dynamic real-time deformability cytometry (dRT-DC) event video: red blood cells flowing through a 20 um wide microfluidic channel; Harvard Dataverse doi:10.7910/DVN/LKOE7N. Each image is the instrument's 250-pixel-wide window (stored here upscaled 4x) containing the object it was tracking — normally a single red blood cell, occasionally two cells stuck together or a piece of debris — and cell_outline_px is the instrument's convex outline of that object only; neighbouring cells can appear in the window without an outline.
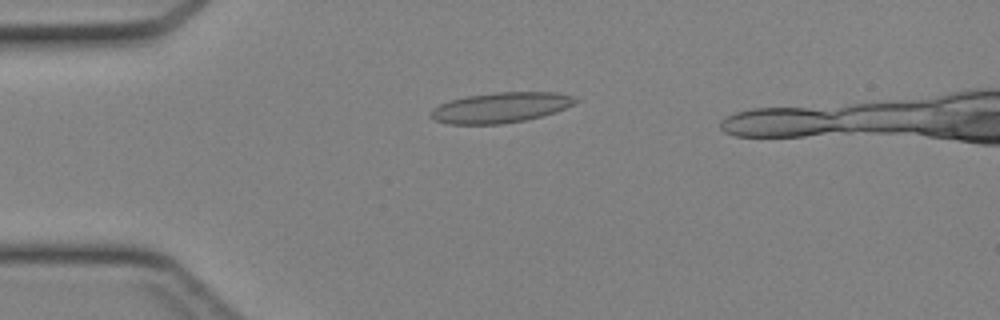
{"species": "Egyptian fruit bat (a non-hibernating species)", "species_latin": "Rousettus aegyptiacus", "temperature_condition": "cold", "stored_images_in_passage": 40, "camera_frame_rate_fps": 3000, "um_per_image_px": 0.085, "animal": {"sex": "female"}, "frame": {"image": 1, "passage_image": 11, "time_ms": 3.333, "image_size_px": [1000, 320], "cell_outline_px": [[580, 100], [556, 112], [524, 120], [504, 124], [448, 124], [436, 120], [428, 116], [432, 108], [448, 100], [468, 96], [496, 92], [556, 92], [572, 96]], "centroid_in_image_um": [42.51, 9.14], "position_along_channel_um": 42.5, "area_um2": 25.55}}
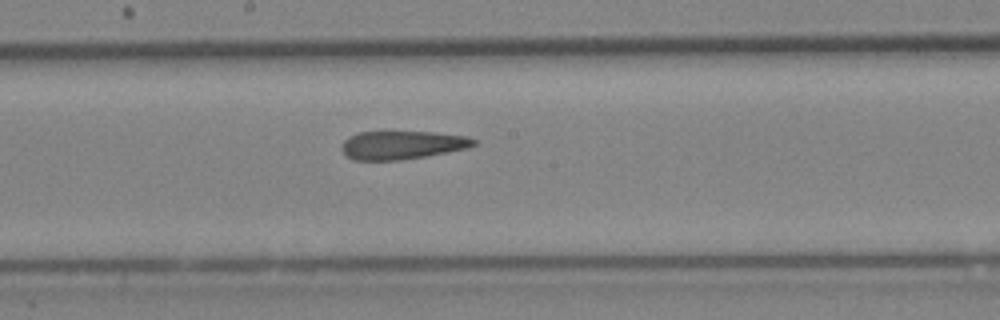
{"frame": {"image": 2, "passage_image": 24, "time_ms": 7.667, "image_size_px": [1000, 320], "cell_outline_px": [[476, 144], [468, 148], [424, 156], [400, 160], [352, 160], [344, 156], [340, 148], [340, 144], [348, 136], [360, 132], [432, 132], [468, 136], [476, 140]], "centroid_in_image_um": [34.12, 12.33], "position_along_channel_um": 214.1, "area_um2": 21.96}}
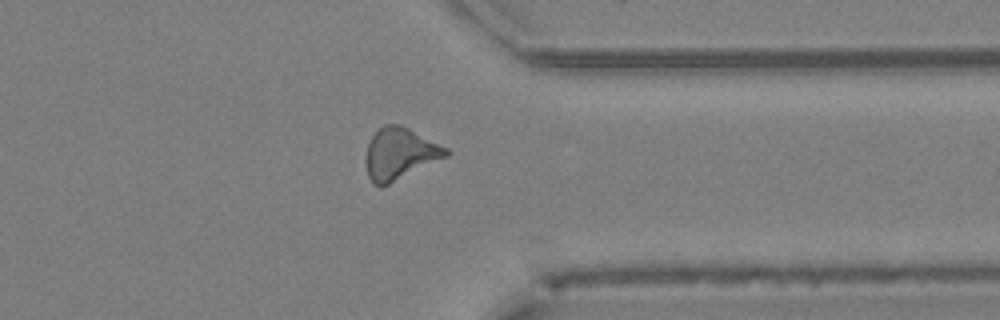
{"frame": {"image": 3, "passage_image": 35, "time_ms": 11.333, "image_size_px": [1000, 320], "cell_outline_px": [[452, 152], [448, 156], [380, 188], [372, 184], [368, 176], [364, 160], [368, 144], [372, 136], [384, 124], [400, 124], [448, 148]], "centroid_in_image_um": [33.97, 13.08], "position_along_channel_um": 377.4, "area_um2": 24.22}}